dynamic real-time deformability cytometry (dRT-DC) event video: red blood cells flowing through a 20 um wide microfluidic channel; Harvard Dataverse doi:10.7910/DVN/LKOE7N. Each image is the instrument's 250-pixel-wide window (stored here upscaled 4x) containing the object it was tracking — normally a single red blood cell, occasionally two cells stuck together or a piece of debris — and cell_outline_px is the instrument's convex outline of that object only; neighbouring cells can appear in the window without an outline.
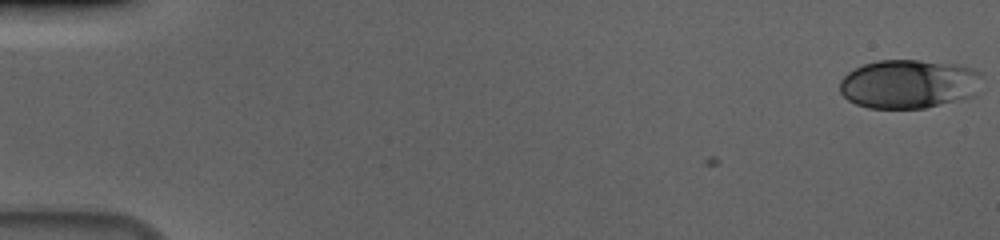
{"species": "human", "species_latin": "Homo sapiens", "temperature_condition": "cold", "stored_images_in_passage": 57, "camera_frame_rate_fps": 3000, "um_per_image_px": 0.085, "donor": {"sex": "male"}, "frame": {"image": 1, "passage_image": 1, "time_ms": 0.0, "image_size_px": [1000, 240], "cell_outline_px": [[980, 72], [972, 96], [924, 108], [868, 108], [856, 104], [848, 100], [840, 92], [840, 80], [848, 72], [864, 64], [876, 60], [916, 60], [956, 64], [972, 68]], "centroid_in_image_um": [77.16, 7.13], "position_along_channel_um": 7.8, "area_um2": 40.0}}
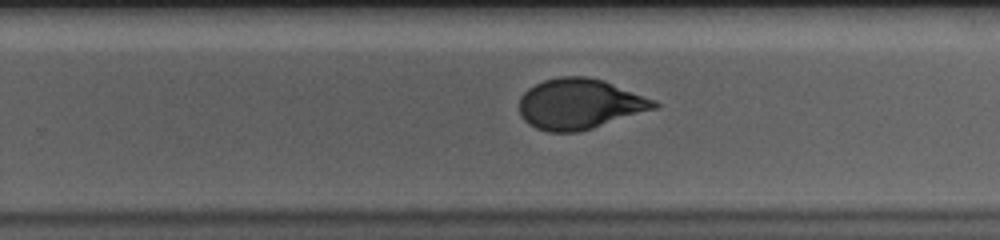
{"frame": {"image": 2, "passage_image": 37, "time_ms": 12.0, "image_size_px": [1000, 240], "cell_outline_px": [[660, 104], [656, 108], [592, 128], [576, 132], [548, 132], [536, 128], [528, 124], [520, 116], [520, 96], [528, 88], [544, 80], [560, 76], [588, 76], [604, 80], [656, 100]], "centroid_in_image_um": [49.25, 8.83], "position_along_channel_um": 280.5, "area_um2": 39.65}}
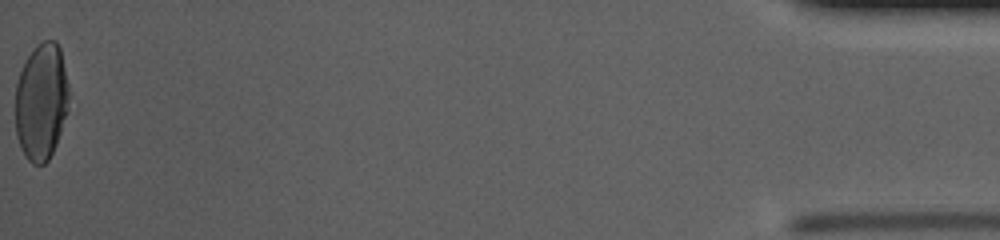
{"frame": {"image": 3, "passage_image": 57, "time_ms": 18.667, "image_size_px": [1000, 240], "cell_outline_px": [[68, 112], [56, 144], [48, 160], [44, 164], [32, 164], [24, 156], [20, 148], [16, 136], [16, 84], [20, 72], [28, 56], [36, 44], [44, 40], [56, 40], [60, 48], [68, 84]], "centroid_in_image_um": [3.51, 8.65], "position_along_channel_um": 431.7, "area_um2": 36.7}, "authors_computed_cell_mechanics": {"area_um2": 39.593, "velocity_mm_per_s": 3.6719, "shape_relaxation_time_tau1_ms": 4.4273, "shape_relaxation_time_tau2_ms": 0.6883, "deformation_change_tau1": 0.1736, "deformation_change_tau2": 0.044}}